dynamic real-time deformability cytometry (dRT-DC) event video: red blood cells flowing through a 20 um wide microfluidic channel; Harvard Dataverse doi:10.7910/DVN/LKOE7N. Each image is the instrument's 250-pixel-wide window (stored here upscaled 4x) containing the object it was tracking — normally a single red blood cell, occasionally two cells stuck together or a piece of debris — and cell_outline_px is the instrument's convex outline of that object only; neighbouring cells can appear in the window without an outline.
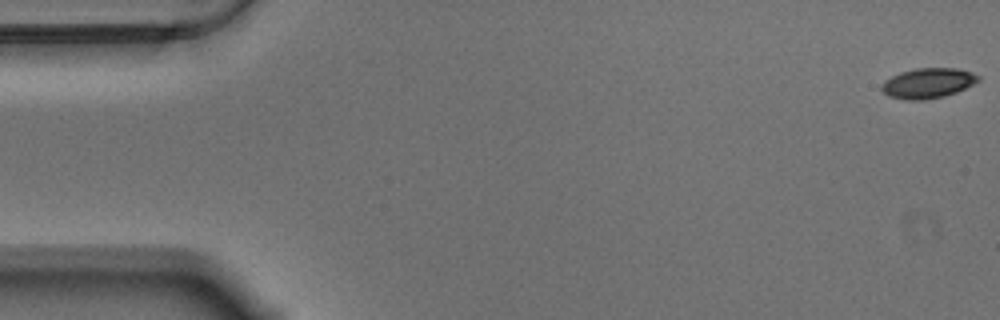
{"species": "Egyptian fruit bat (a non-hibernating species)", "species_latin": "Rousettus aegyptiacus", "temperature_condition": "warm", "stored_images_in_passage": 57, "camera_frame_rate_fps": 3000, "um_per_image_px": 0.085, "animal": {"sex": "male"}, "frame": {"image": 1, "passage_image": 1, "time_ms": 0.0, "image_size_px": [1000, 320], "cell_outline_px": [[980, 80], [956, 92], [944, 96], [924, 100], [904, 100], [888, 96], [880, 88], [880, 84], [884, 80], [900, 72], [916, 68], [956, 68], [972, 72], [980, 76]], "centroid_in_image_um": [78.84, 7.07], "position_along_channel_um": 6.2, "area_um2": 17.05}}
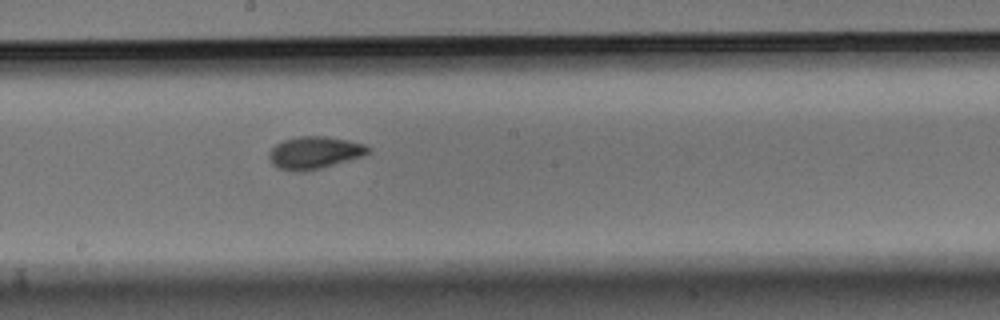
{"frame": {"image": 2, "passage_image": 31, "time_ms": 10.0, "image_size_px": [1000, 320], "cell_outline_px": [[372, 148], [364, 156], [320, 168], [300, 172], [296, 172], [276, 168], [272, 164], [268, 156], [268, 152], [276, 144], [284, 140], [296, 136], [328, 136], [348, 140], [364, 144]], "centroid_in_image_um": [26.71, 12.97], "position_along_channel_um": 221.5, "area_um2": 18.84}}
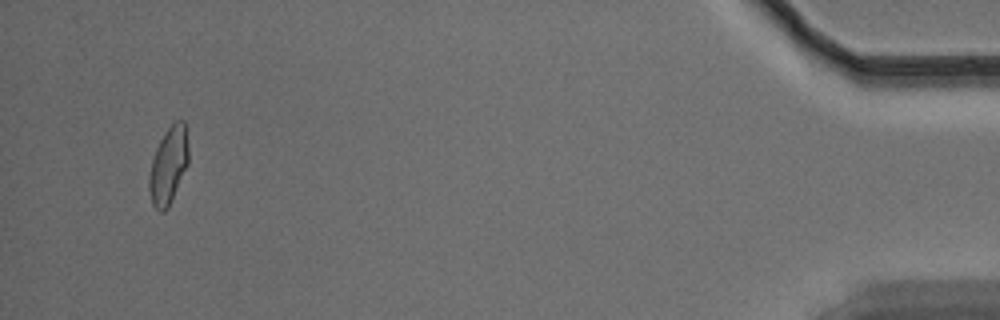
{"frame": {"image": 3, "passage_image": 55, "time_ms": 18.0, "image_size_px": [1000, 320], "cell_outline_px": [[188, 164], [168, 208], [164, 212], [160, 212], [152, 204], [148, 188], [148, 176], [152, 160], [156, 148], [164, 132], [176, 120], [184, 120], [188, 148]], "centroid_in_image_um": [14.3, 14.08], "position_along_channel_um": 420.9, "area_um2": 17.63}, "authors_computed_cell_mechanics": {"area_um2": 17.629, "velocity_mm_per_s": 3.5145, "shape_relaxation_time_tau1_ms": 5.4566, "shape_relaxation_time_tau2_ms": 2.1581, "deformation_change_tau1": 0.1376, "deformation_change_tau2": 0.0537}}